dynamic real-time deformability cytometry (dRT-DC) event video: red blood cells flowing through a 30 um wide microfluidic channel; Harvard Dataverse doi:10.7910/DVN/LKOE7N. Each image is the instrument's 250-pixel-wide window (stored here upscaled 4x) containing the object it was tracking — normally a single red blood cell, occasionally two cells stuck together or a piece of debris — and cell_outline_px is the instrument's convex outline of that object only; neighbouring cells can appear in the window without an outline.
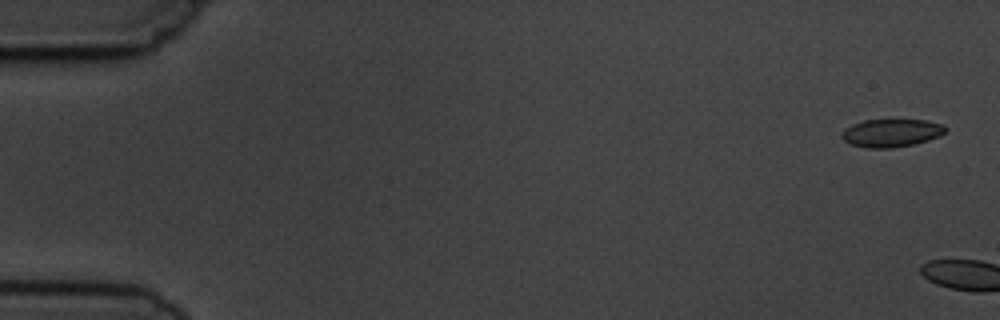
{"species": "common noctule bat (a hibernating species)", "species_latin": "Nyctalus noctula", "temperature_condition": "cold", "stored_images_in_passage": 2, "camera_frame_rate_fps": 3000, "um_per_image_px": 0.085, "animal": {"sex": "male", "body_mass_g": 19.5, "forearm_length_mm": 54.6}, "frame": {"image": 1, "passage_image": 1, "time_ms": 0.0, "image_size_px": [1000, 320], "cell_outline_px": [[948, 128], [940, 136], [928, 140], [912, 144], [892, 148], [864, 148], [852, 144], [844, 140], [840, 136], [844, 128], [852, 124], [864, 120], [924, 120], [944, 124]], "centroid_in_image_um": [75.76, 11.3], "position_along_channel_um": 9.2, "area_um2": 16.94}}